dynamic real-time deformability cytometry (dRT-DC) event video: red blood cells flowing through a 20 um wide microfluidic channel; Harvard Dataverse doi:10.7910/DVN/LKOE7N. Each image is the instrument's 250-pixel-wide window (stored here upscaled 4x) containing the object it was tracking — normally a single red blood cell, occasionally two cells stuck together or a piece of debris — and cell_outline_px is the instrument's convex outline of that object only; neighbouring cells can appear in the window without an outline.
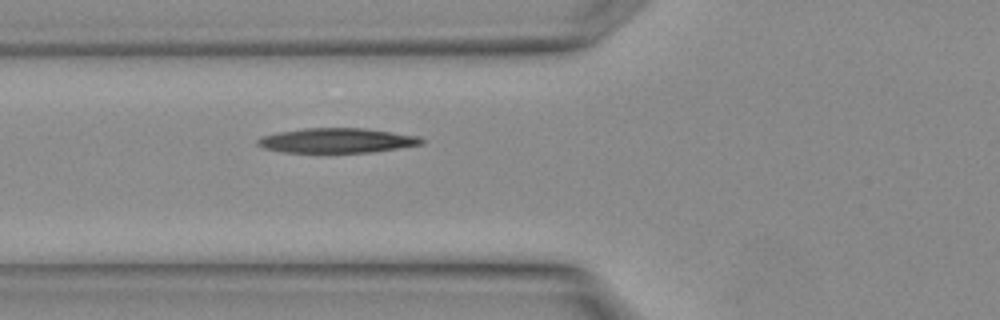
{"species": "Egyptian fruit bat (a non-hibernating species)", "species_latin": "Rousettus aegyptiacus", "temperature_condition": "warm", "stored_images_in_passage": 2, "camera_frame_rate_fps": 3000, "um_per_image_px": 0.085, "animal": {"sex": "female"}, "frame": {"image": 1, "passage_image": 2, "time_ms": 0.333, "image_size_px": [1000, 320], "cell_outline_px": [[424, 144], [372, 152], [284, 152], [264, 148], [256, 144], [256, 140], [264, 136], [280, 132], [304, 128], [364, 128], [420, 136], [424, 140]], "centroid_in_image_um": [28.67, 11.94], "position_along_channel_um": 97.1, "area_um2": 23.47}}